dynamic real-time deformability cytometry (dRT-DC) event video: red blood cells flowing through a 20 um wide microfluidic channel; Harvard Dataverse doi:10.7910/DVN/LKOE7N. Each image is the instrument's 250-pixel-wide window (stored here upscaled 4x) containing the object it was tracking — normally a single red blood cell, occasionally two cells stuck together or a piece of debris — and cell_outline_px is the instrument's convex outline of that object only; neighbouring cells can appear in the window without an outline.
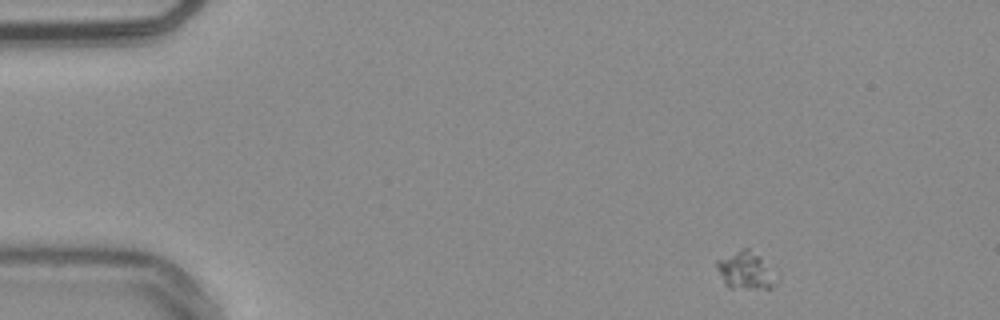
{"species": "common noctule bat (a hibernating species)", "species_latin": "Nyctalus noctula", "temperature_condition": "warm", "stored_images_in_passage": 49, "camera_frame_rate_fps": 3000, "um_per_image_px": 0.085, "animal": {"sex": "male", "body_mass_g": 20.4}, "frame": {"image": 1, "passage_image": 1, "time_ms": 0.0, "image_size_px": [1000, 320], "cell_outline_px": [[776, 284], [772, 288], [728, 288], [724, 284], [716, 268], [716, 260], [740, 248], [748, 248], [760, 256]], "centroid_in_image_um": [63.26, 22.99], "position_along_channel_um": 21.7, "area_um2": 12.6}}
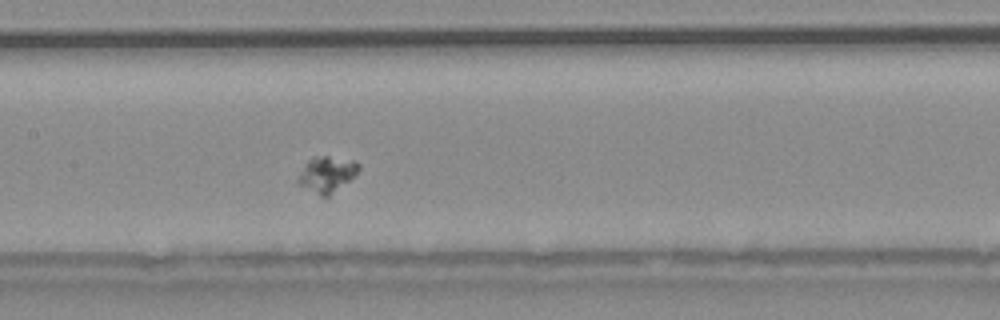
{"frame": {"image": 2, "passage_image": 21, "time_ms": 6.667, "image_size_px": [1000, 320], "cell_outline_px": [[360, 168], [356, 176], [328, 196], [320, 196], [300, 184], [296, 180], [308, 160], [312, 156], [328, 156], [356, 160], [360, 164]], "centroid_in_image_um": [27.84, 14.79], "position_along_channel_um": 179.6, "area_um2": 12.66}}
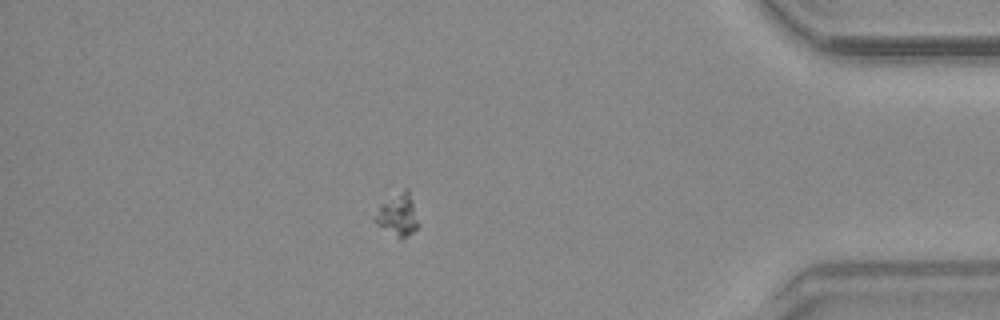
{"frame": {"image": 3, "passage_image": 42, "time_ms": 13.667, "image_size_px": [1000, 320], "cell_outline_px": [[420, 224], [412, 232], [400, 240], [376, 224], [372, 220], [372, 216], [380, 204], [404, 188], [408, 188]], "centroid_in_image_um": [33.78, 18.27], "position_along_channel_um": 401.4, "area_um2": 10.87}}